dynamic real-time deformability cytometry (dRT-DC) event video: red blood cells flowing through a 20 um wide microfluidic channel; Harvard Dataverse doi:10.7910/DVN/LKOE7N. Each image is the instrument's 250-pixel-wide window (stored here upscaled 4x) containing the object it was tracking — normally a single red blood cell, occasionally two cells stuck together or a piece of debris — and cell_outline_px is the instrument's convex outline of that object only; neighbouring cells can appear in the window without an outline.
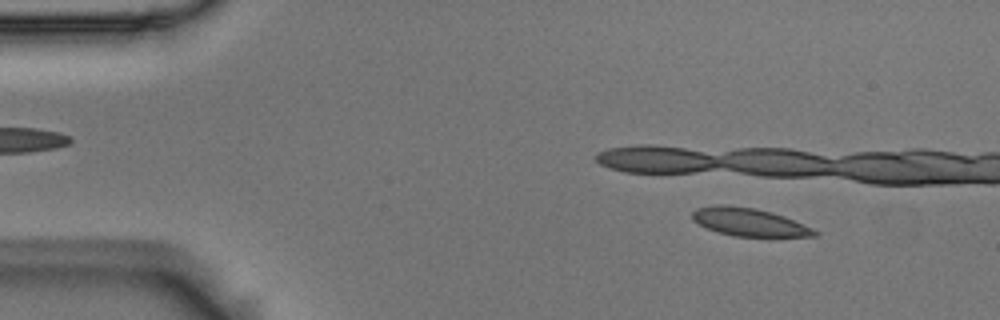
{"species": "Egyptian fruit bat (a non-hibernating species)", "species_latin": "Rousettus aegyptiacus", "temperature_condition": "room temperature", "stored_images_in_passage": 7, "camera_frame_rate_fps": 3000, "um_per_image_px": 0.085, "animal": {"sex": "male"}, "frame": {"image": 1, "passage_image": 1, "time_ms": 0.0, "image_size_px": [1000, 320], "cell_outline_px": [[820, 236], [732, 236], [716, 232], [692, 220], [692, 212], [696, 208], [712, 204], [728, 204], [756, 208], [772, 212], [784, 216], [812, 228], [820, 232]], "centroid_in_image_um": [63.65, 18.86], "position_along_channel_um": 21.4, "area_um2": 20.11}}